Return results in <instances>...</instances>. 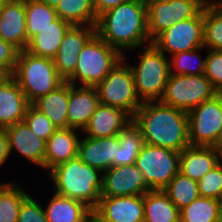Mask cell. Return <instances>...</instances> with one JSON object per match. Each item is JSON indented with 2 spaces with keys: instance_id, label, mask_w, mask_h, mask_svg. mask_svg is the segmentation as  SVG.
I'll list each match as a JSON object with an SVG mask.
<instances>
[{
  "instance_id": "obj_1",
  "label": "cell",
  "mask_w": 222,
  "mask_h": 222,
  "mask_svg": "<svg viewBox=\"0 0 222 222\" xmlns=\"http://www.w3.org/2000/svg\"><path fill=\"white\" fill-rule=\"evenodd\" d=\"M145 144L181 152L189 144L188 114L159 100L145 101L132 118Z\"/></svg>"
},
{
  "instance_id": "obj_2",
  "label": "cell",
  "mask_w": 222,
  "mask_h": 222,
  "mask_svg": "<svg viewBox=\"0 0 222 222\" xmlns=\"http://www.w3.org/2000/svg\"><path fill=\"white\" fill-rule=\"evenodd\" d=\"M96 34L122 55L123 50L151 44L146 1L130 0L102 13L98 17Z\"/></svg>"
},
{
  "instance_id": "obj_3",
  "label": "cell",
  "mask_w": 222,
  "mask_h": 222,
  "mask_svg": "<svg viewBox=\"0 0 222 222\" xmlns=\"http://www.w3.org/2000/svg\"><path fill=\"white\" fill-rule=\"evenodd\" d=\"M101 174L99 170L86 165L78 156L49 171L56 194L79 200L92 210L100 201Z\"/></svg>"
},
{
  "instance_id": "obj_4",
  "label": "cell",
  "mask_w": 222,
  "mask_h": 222,
  "mask_svg": "<svg viewBox=\"0 0 222 222\" xmlns=\"http://www.w3.org/2000/svg\"><path fill=\"white\" fill-rule=\"evenodd\" d=\"M12 76L30 104L65 82L51 58L34 56L26 50L19 51Z\"/></svg>"
},
{
  "instance_id": "obj_5",
  "label": "cell",
  "mask_w": 222,
  "mask_h": 222,
  "mask_svg": "<svg viewBox=\"0 0 222 222\" xmlns=\"http://www.w3.org/2000/svg\"><path fill=\"white\" fill-rule=\"evenodd\" d=\"M122 60L123 55L95 33L79 53L74 73L66 81L72 85L78 82L80 86L95 87Z\"/></svg>"
},
{
  "instance_id": "obj_6",
  "label": "cell",
  "mask_w": 222,
  "mask_h": 222,
  "mask_svg": "<svg viewBox=\"0 0 222 222\" xmlns=\"http://www.w3.org/2000/svg\"><path fill=\"white\" fill-rule=\"evenodd\" d=\"M138 65L128 64L135 83V89L142 102L160 100L170 76V63L167 55L152 43L145 46Z\"/></svg>"
},
{
  "instance_id": "obj_7",
  "label": "cell",
  "mask_w": 222,
  "mask_h": 222,
  "mask_svg": "<svg viewBox=\"0 0 222 222\" xmlns=\"http://www.w3.org/2000/svg\"><path fill=\"white\" fill-rule=\"evenodd\" d=\"M123 60L96 86L100 104L119 108L125 111L131 118L142 105L135 89L132 71Z\"/></svg>"
},
{
  "instance_id": "obj_8",
  "label": "cell",
  "mask_w": 222,
  "mask_h": 222,
  "mask_svg": "<svg viewBox=\"0 0 222 222\" xmlns=\"http://www.w3.org/2000/svg\"><path fill=\"white\" fill-rule=\"evenodd\" d=\"M218 92L204 75L170 74L160 102L189 112L202 102L213 98Z\"/></svg>"
},
{
  "instance_id": "obj_9",
  "label": "cell",
  "mask_w": 222,
  "mask_h": 222,
  "mask_svg": "<svg viewBox=\"0 0 222 222\" xmlns=\"http://www.w3.org/2000/svg\"><path fill=\"white\" fill-rule=\"evenodd\" d=\"M179 156L172 149L144 143L135 165L150 190H163L179 173Z\"/></svg>"
},
{
  "instance_id": "obj_10",
  "label": "cell",
  "mask_w": 222,
  "mask_h": 222,
  "mask_svg": "<svg viewBox=\"0 0 222 222\" xmlns=\"http://www.w3.org/2000/svg\"><path fill=\"white\" fill-rule=\"evenodd\" d=\"M205 4L204 0L146 1L148 34L151 42L175 23L195 17Z\"/></svg>"
},
{
  "instance_id": "obj_11",
  "label": "cell",
  "mask_w": 222,
  "mask_h": 222,
  "mask_svg": "<svg viewBox=\"0 0 222 222\" xmlns=\"http://www.w3.org/2000/svg\"><path fill=\"white\" fill-rule=\"evenodd\" d=\"M189 144L213 146L222 125V94L202 102L188 113Z\"/></svg>"
},
{
  "instance_id": "obj_12",
  "label": "cell",
  "mask_w": 222,
  "mask_h": 222,
  "mask_svg": "<svg viewBox=\"0 0 222 222\" xmlns=\"http://www.w3.org/2000/svg\"><path fill=\"white\" fill-rule=\"evenodd\" d=\"M203 43V9L195 17L175 23L152 41V44L165 55L194 50L202 47Z\"/></svg>"
},
{
  "instance_id": "obj_13",
  "label": "cell",
  "mask_w": 222,
  "mask_h": 222,
  "mask_svg": "<svg viewBox=\"0 0 222 222\" xmlns=\"http://www.w3.org/2000/svg\"><path fill=\"white\" fill-rule=\"evenodd\" d=\"M102 175L101 197L144 195L150 190L135 163L112 166Z\"/></svg>"
},
{
  "instance_id": "obj_14",
  "label": "cell",
  "mask_w": 222,
  "mask_h": 222,
  "mask_svg": "<svg viewBox=\"0 0 222 222\" xmlns=\"http://www.w3.org/2000/svg\"><path fill=\"white\" fill-rule=\"evenodd\" d=\"M96 33V27L73 25L66 32L57 54L52 58L58 74L66 81L76 68L79 53Z\"/></svg>"
},
{
  "instance_id": "obj_15",
  "label": "cell",
  "mask_w": 222,
  "mask_h": 222,
  "mask_svg": "<svg viewBox=\"0 0 222 222\" xmlns=\"http://www.w3.org/2000/svg\"><path fill=\"white\" fill-rule=\"evenodd\" d=\"M93 213L102 222H144L143 195L100 197Z\"/></svg>"
},
{
  "instance_id": "obj_16",
  "label": "cell",
  "mask_w": 222,
  "mask_h": 222,
  "mask_svg": "<svg viewBox=\"0 0 222 222\" xmlns=\"http://www.w3.org/2000/svg\"><path fill=\"white\" fill-rule=\"evenodd\" d=\"M0 38L19 51L28 45L24 0H6L0 9Z\"/></svg>"
},
{
  "instance_id": "obj_17",
  "label": "cell",
  "mask_w": 222,
  "mask_h": 222,
  "mask_svg": "<svg viewBox=\"0 0 222 222\" xmlns=\"http://www.w3.org/2000/svg\"><path fill=\"white\" fill-rule=\"evenodd\" d=\"M118 148V135L104 138L85 136L80 139L78 157L86 165L104 173L112 166H116Z\"/></svg>"
},
{
  "instance_id": "obj_18",
  "label": "cell",
  "mask_w": 222,
  "mask_h": 222,
  "mask_svg": "<svg viewBox=\"0 0 222 222\" xmlns=\"http://www.w3.org/2000/svg\"><path fill=\"white\" fill-rule=\"evenodd\" d=\"M10 155L13 150L35 165L44 168L46 141L30 130L25 121L5 128Z\"/></svg>"
},
{
  "instance_id": "obj_19",
  "label": "cell",
  "mask_w": 222,
  "mask_h": 222,
  "mask_svg": "<svg viewBox=\"0 0 222 222\" xmlns=\"http://www.w3.org/2000/svg\"><path fill=\"white\" fill-rule=\"evenodd\" d=\"M100 104L95 87L72 85L69 83V102L67 107L68 128L81 129Z\"/></svg>"
},
{
  "instance_id": "obj_20",
  "label": "cell",
  "mask_w": 222,
  "mask_h": 222,
  "mask_svg": "<svg viewBox=\"0 0 222 222\" xmlns=\"http://www.w3.org/2000/svg\"><path fill=\"white\" fill-rule=\"evenodd\" d=\"M29 105L17 81L8 76L0 83V128L24 121Z\"/></svg>"
},
{
  "instance_id": "obj_21",
  "label": "cell",
  "mask_w": 222,
  "mask_h": 222,
  "mask_svg": "<svg viewBox=\"0 0 222 222\" xmlns=\"http://www.w3.org/2000/svg\"><path fill=\"white\" fill-rule=\"evenodd\" d=\"M132 121L122 109L99 104L82 132L91 138H104L119 135Z\"/></svg>"
},
{
  "instance_id": "obj_22",
  "label": "cell",
  "mask_w": 222,
  "mask_h": 222,
  "mask_svg": "<svg viewBox=\"0 0 222 222\" xmlns=\"http://www.w3.org/2000/svg\"><path fill=\"white\" fill-rule=\"evenodd\" d=\"M75 128H60L49 137L45 146L44 169L54 167L78 156L80 139Z\"/></svg>"
},
{
  "instance_id": "obj_23",
  "label": "cell",
  "mask_w": 222,
  "mask_h": 222,
  "mask_svg": "<svg viewBox=\"0 0 222 222\" xmlns=\"http://www.w3.org/2000/svg\"><path fill=\"white\" fill-rule=\"evenodd\" d=\"M218 164V153L213 146L189 145L180 152L179 172L198 181Z\"/></svg>"
},
{
  "instance_id": "obj_24",
  "label": "cell",
  "mask_w": 222,
  "mask_h": 222,
  "mask_svg": "<svg viewBox=\"0 0 222 222\" xmlns=\"http://www.w3.org/2000/svg\"><path fill=\"white\" fill-rule=\"evenodd\" d=\"M44 211L48 222H90L93 214L85 203L55 192Z\"/></svg>"
},
{
  "instance_id": "obj_25",
  "label": "cell",
  "mask_w": 222,
  "mask_h": 222,
  "mask_svg": "<svg viewBox=\"0 0 222 222\" xmlns=\"http://www.w3.org/2000/svg\"><path fill=\"white\" fill-rule=\"evenodd\" d=\"M71 26L65 20L57 17L51 25L29 40L25 50L34 56L52 59L57 54L62 40Z\"/></svg>"
},
{
  "instance_id": "obj_26",
  "label": "cell",
  "mask_w": 222,
  "mask_h": 222,
  "mask_svg": "<svg viewBox=\"0 0 222 222\" xmlns=\"http://www.w3.org/2000/svg\"><path fill=\"white\" fill-rule=\"evenodd\" d=\"M69 82L65 81L55 90L35 100L32 105L45 114L58 128H68L67 107Z\"/></svg>"
},
{
  "instance_id": "obj_27",
  "label": "cell",
  "mask_w": 222,
  "mask_h": 222,
  "mask_svg": "<svg viewBox=\"0 0 222 222\" xmlns=\"http://www.w3.org/2000/svg\"><path fill=\"white\" fill-rule=\"evenodd\" d=\"M144 222H180V210L163 190H149L143 195Z\"/></svg>"
},
{
  "instance_id": "obj_28",
  "label": "cell",
  "mask_w": 222,
  "mask_h": 222,
  "mask_svg": "<svg viewBox=\"0 0 222 222\" xmlns=\"http://www.w3.org/2000/svg\"><path fill=\"white\" fill-rule=\"evenodd\" d=\"M57 17L73 25L96 27V16L92 0H61L55 7Z\"/></svg>"
},
{
  "instance_id": "obj_29",
  "label": "cell",
  "mask_w": 222,
  "mask_h": 222,
  "mask_svg": "<svg viewBox=\"0 0 222 222\" xmlns=\"http://www.w3.org/2000/svg\"><path fill=\"white\" fill-rule=\"evenodd\" d=\"M118 140L119 148L117 149L116 166L134 164L144 140L139 127L133 120L121 130Z\"/></svg>"
},
{
  "instance_id": "obj_30",
  "label": "cell",
  "mask_w": 222,
  "mask_h": 222,
  "mask_svg": "<svg viewBox=\"0 0 222 222\" xmlns=\"http://www.w3.org/2000/svg\"><path fill=\"white\" fill-rule=\"evenodd\" d=\"M28 41L57 18L54 7L38 0H24Z\"/></svg>"
},
{
  "instance_id": "obj_31",
  "label": "cell",
  "mask_w": 222,
  "mask_h": 222,
  "mask_svg": "<svg viewBox=\"0 0 222 222\" xmlns=\"http://www.w3.org/2000/svg\"><path fill=\"white\" fill-rule=\"evenodd\" d=\"M16 184L0 183V222H18L22 202L29 193Z\"/></svg>"
},
{
  "instance_id": "obj_32",
  "label": "cell",
  "mask_w": 222,
  "mask_h": 222,
  "mask_svg": "<svg viewBox=\"0 0 222 222\" xmlns=\"http://www.w3.org/2000/svg\"><path fill=\"white\" fill-rule=\"evenodd\" d=\"M222 201L198 197L180 209V222H217Z\"/></svg>"
},
{
  "instance_id": "obj_33",
  "label": "cell",
  "mask_w": 222,
  "mask_h": 222,
  "mask_svg": "<svg viewBox=\"0 0 222 222\" xmlns=\"http://www.w3.org/2000/svg\"><path fill=\"white\" fill-rule=\"evenodd\" d=\"M168 198L180 210L199 197L197 181L180 172L163 189Z\"/></svg>"
},
{
  "instance_id": "obj_34",
  "label": "cell",
  "mask_w": 222,
  "mask_h": 222,
  "mask_svg": "<svg viewBox=\"0 0 222 222\" xmlns=\"http://www.w3.org/2000/svg\"><path fill=\"white\" fill-rule=\"evenodd\" d=\"M200 49H205L204 46L194 50L179 52L172 55L170 58V74L174 75H202L205 72L206 57L201 58L198 55ZM174 70V71H173Z\"/></svg>"
},
{
  "instance_id": "obj_35",
  "label": "cell",
  "mask_w": 222,
  "mask_h": 222,
  "mask_svg": "<svg viewBox=\"0 0 222 222\" xmlns=\"http://www.w3.org/2000/svg\"><path fill=\"white\" fill-rule=\"evenodd\" d=\"M204 43L209 50L222 51V13L216 11L208 3L203 7Z\"/></svg>"
},
{
  "instance_id": "obj_36",
  "label": "cell",
  "mask_w": 222,
  "mask_h": 222,
  "mask_svg": "<svg viewBox=\"0 0 222 222\" xmlns=\"http://www.w3.org/2000/svg\"><path fill=\"white\" fill-rule=\"evenodd\" d=\"M24 121L33 133L45 141L58 129L45 114L36 109L32 104L28 106Z\"/></svg>"
},
{
  "instance_id": "obj_37",
  "label": "cell",
  "mask_w": 222,
  "mask_h": 222,
  "mask_svg": "<svg viewBox=\"0 0 222 222\" xmlns=\"http://www.w3.org/2000/svg\"><path fill=\"white\" fill-rule=\"evenodd\" d=\"M199 197L222 201V167L217 164L197 181Z\"/></svg>"
},
{
  "instance_id": "obj_38",
  "label": "cell",
  "mask_w": 222,
  "mask_h": 222,
  "mask_svg": "<svg viewBox=\"0 0 222 222\" xmlns=\"http://www.w3.org/2000/svg\"><path fill=\"white\" fill-rule=\"evenodd\" d=\"M206 56L204 75L210 80L214 89L222 92V51L209 50Z\"/></svg>"
},
{
  "instance_id": "obj_39",
  "label": "cell",
  "mask_w": 222,
  "mask_h": 222,
  "mask_svg": "<svg viewBox=\"0 0 222 222\" xmlns=\"http://www.w3.org/2000/svg\"><path fill=\"white\" fill-rule=\"evenodd\" d=\"M18 222H48L44 207L40 205L31 195L22 202Z\"/></svg>"
},
{
  "instance_id": "obj_40",
  "label": "cell",
  "mask_w": 222,
  "mask_h": 222,
  "mask_svg": "<svg viewBox=\"0 0 222 222\" xmlns=\"http://www.w3.org/2000/svg\"><path fill=\"white\" fill-rule=\"evenodd\" d=\"M19 50L0 38V70L8 76L13 75Z\"/></svg>"
},
{
  "instance_id": "obj_41",
  "label": "cell",
  "mask_w": 222,
  "mask_h": 222,
  "mask_svg": "<svg viewBox=\"0 0 222 222\" xmlns=\"http://www.w3.org/2000/svg\"><path fill=\"white\" fill-rule=\"evenodd\" d=\"M130 0H92V4L97 18L107 10L115 8L120 4L126 3Z\"/></svg>"
},
{
  "instance_id": "obj_42",
  "label": "cell",
  "mask_w": 222,
  "mask_h": 222,
  "mask_svg": "<svg viewBox=\"0 0 222 222\" xmlns=\"http://www.w3.org/2000/svg\"><path fill=\"white\" fill-rule=\"evenodd\" d=\"M9 145L5 128H0V167L9 159Z\"/></svg>"
},
{
  "instance_id": "obj_43",
  "label": "cell",
  "mask_w": 222,
  "mask_h": 222,
  "mask_svg": "<svg viewBox=\"0 0 222 222\" xmlns=\"http://www.w3.org/2000/svg\"><path fill=\"white\" fill-rule=\"evenodd\" d=\"M212 8H214L216 11L222 13V0H209L207 2Z\"/></svg>"
},
{
  "instance_id": "obj_44",
  "label": "cell",
  "mask_w": 222,
  "mask_h": 222,
  "mask_svg": "<svg viewBox=\"0 0 222 222\" xmlns=\"http://www.w3.org/2000/svg\"><path fill=\"white\" fill-rule=\"evenodd\" d=\"M38 1L44 2L45 4L55 8L61 0H38Z\"/></svg>"
},
{
  "instance_id": "obj_45",
  "label": "cell",
  "mask_w": 222,
  "mask_h": 222,
  "mask_svg": "<svg viewBox=\"0 0 222 222\" xmlns=\"http://www.w3.org/2000/svg\"><path fill=\"white\" fill-rule=\"evenodd\" d=\"M220 146H222V125L218 134V138L215 142V147H220Z\"/></svg>"
},
{
  "instance_id": "obj_46",
  "label": "cell",
  "mask_w": 222,
  "mask_h": 222,
  "mask_svg": "<svg viewBox=\"0 0 222 222\" xmlns=\"http://www.w3.org/2000/svg\"><path fill=\"white\" fill-rule=\"evenodd\" d=\"M218 153V164L222 167V146L215 147Z\"/></svg>"
},
{
  "instance_id": "obj_47",
  "label": "cell",
  "mask_w": 222,
  "mask_h": 222,
  "mask_svg": "<svg viewBox=\"0 0 222 222\" xmlns=\"http://www.w3.org/2000/svg\"><path fill=\"white\" fill-rule=\"evenodd\" d=\"M7 77L8 75L4 71L0 70V83H2Z\"/></svg>"
},
{
  "instance_id": "obj_48",
  "label": "cell",
  "mask_w": 222,
  "mask_h": 222,
  "mask_svg": "<svg viewBox=\"0 0 222 222\" xmlns=\"http://www.w3.org/2000/svg\"><path fill=\"white\" fill-rule=\"evenodd\" d=\"M90 222H102V221L93 213Z\"/></svg>"
},
{
  "instance_id": "obj_49",
  "label": "cell",
  "mask_w": 222,
  "mask_h": 222,
  "mask_svg": "<svg viewBox=\"0 0 222 222\" xmlns=\"http://www.w3.org/2000/svg\"><path fill=\"white\" fill-rule=\"evenodd\" d=\"M217 222H222V207H221V209H220V212H219V216H218Z\"/></svg>"
},
{
  "instance_id": "obj_50",
  "label": "cell",
  "mask_w": 222,
  "mask_h": 222,
  "mask_svg": "<svg viewBox=\"0 0 222 222\" xmlns=\"http://www.w3.org/2000/svg\"><path fill=\"white\" fill-rule=\"evenodd\" d=\"M5 1H6V0H0V9L2 8V6H3V4H4Z\"/></svg>"
}]
</instances>
